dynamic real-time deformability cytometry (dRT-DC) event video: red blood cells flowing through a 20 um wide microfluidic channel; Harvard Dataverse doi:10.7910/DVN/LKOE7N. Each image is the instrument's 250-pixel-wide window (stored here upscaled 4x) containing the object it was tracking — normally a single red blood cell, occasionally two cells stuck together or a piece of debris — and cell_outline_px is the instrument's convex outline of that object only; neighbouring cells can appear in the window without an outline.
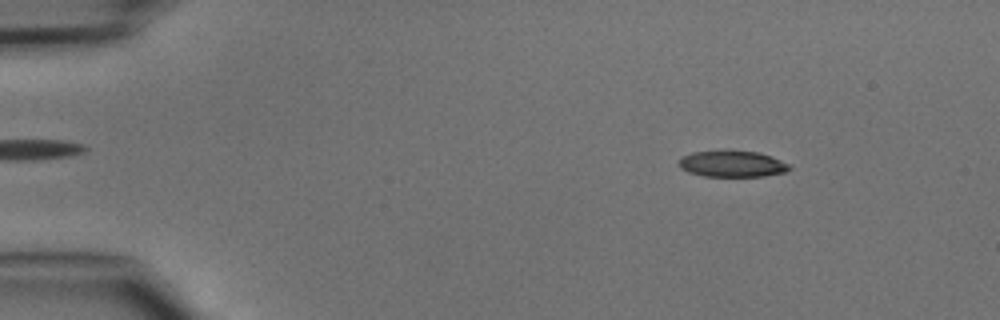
{"species": "common noctule bat (a hibernating species)", "species_latin": "Nyctalus noctula", "temperature_condition": "cold", "stored_images_in_passage": 26, "camera_frame_rate_fps": 3000, "um_per_image_px": 0.085, "animal": {"sex": "male", "body_mass_g": 15.6}, "frame": {"image": 1, "passage_image": 6, "time_ms": 1.667, "image_size_px": [1000, 320], "cell_outline_px": [[792, 168], [784, 172], [764, 176], [704, 176], [688, 172], [680, 168], [680, 156], [692, 152], [756, 152], [772, 156], [792, 164]], "centroid_in_image_um": [62.28, 13.95], "position_along_channel_um": 22.7, "area_um2": 16.65}}